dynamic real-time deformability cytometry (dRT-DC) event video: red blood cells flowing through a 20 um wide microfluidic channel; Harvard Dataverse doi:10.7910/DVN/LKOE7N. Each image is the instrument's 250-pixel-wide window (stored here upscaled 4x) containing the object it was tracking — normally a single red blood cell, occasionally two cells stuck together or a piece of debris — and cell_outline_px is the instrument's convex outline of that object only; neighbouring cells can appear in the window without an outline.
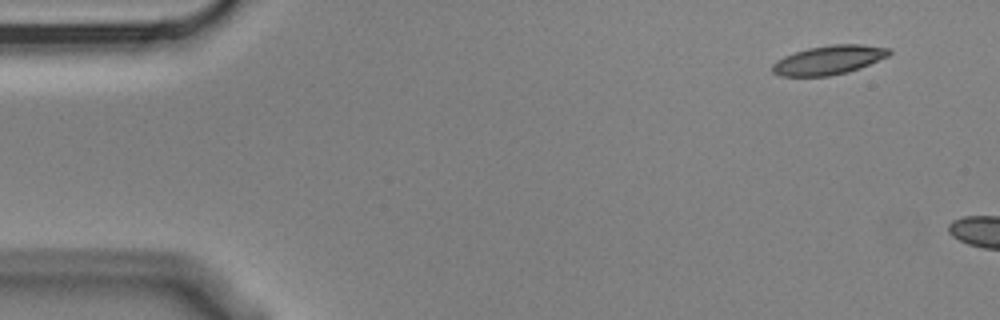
{"species": "Egyptian fruit bat (a non-hibernating species)", "species_latin": "Rousettus aegyptiacus", "temperature_condition": "cold", "stored_images_in_passage": 2, "camera_frame_rate_fps": 3000, "um_per_image_px": 0.085, "animal": {"sex": "male"}, "frame": {"image": 1, "passage_image": 1, "time_ms": 0.0, "image_size_px": [1000, 320], "cell_outline_px": [[892, 52], [888, 56], [860, 68], [848, 72], [828, 76], [780, 76], [772, 72], [772, 64], [776, 60], [784, 56], [808, 48], [832, 44], [864, 44], [888, 48]], "centroid_in_image_um": [70.44, 5.1], "position_along_channel_um": 14.6, "area_um2": 19.77}}